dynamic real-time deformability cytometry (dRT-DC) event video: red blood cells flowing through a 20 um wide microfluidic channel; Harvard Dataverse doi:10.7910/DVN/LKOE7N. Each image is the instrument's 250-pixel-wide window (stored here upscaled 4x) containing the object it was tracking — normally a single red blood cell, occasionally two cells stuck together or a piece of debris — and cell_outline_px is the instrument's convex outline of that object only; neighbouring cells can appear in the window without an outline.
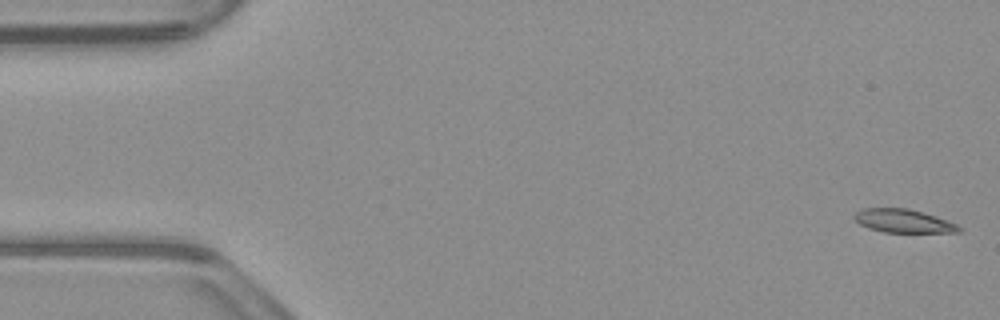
{"species": "common noctule bat (a hibernating species)", "species_latin": "Nyctalus noctula", "temperature_condition": "warm", "stored_images_in_passage": 53, "camera_frame_rate_fps": 3000, "um_per_image_px": 0.085, "animal": {"sex": "male", "body_mass_g": 23.1, "forearm_length_mm": 52.7}, "frame": {"image": 1, "passage_image": 1, "time_ms": 0.0, "image_size_px": [1000, 320], "cell_outline_px": [[964, 228], [960, 232], [884, 232], [868, 228], [860, 224], [852, 216], [856, 212], [864, 208], [908, 208], [936, 216], [956, 224]], "centroid_in_image_um": [76.79, 18.78], "position_along_channel_um": 8.2, "area_um2": 14.22}}
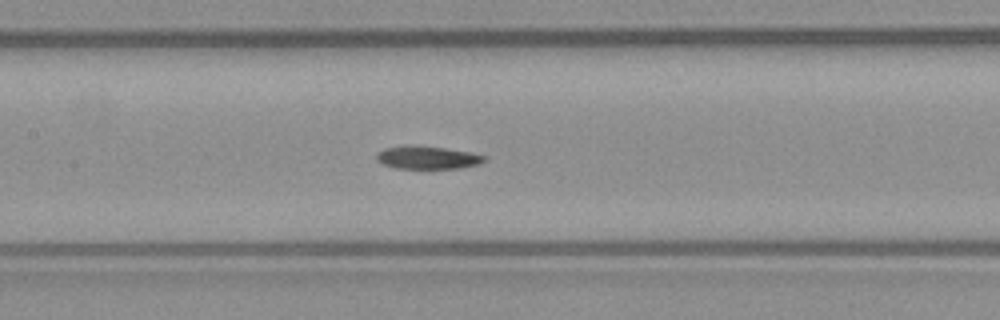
{"frame": {"image": 2, "passage_image": 24, "time_ms": 7.667, "image_size_px": [1000, 320], "cell_outline_px": [[488, 160], [480, 164], [460, 168], [396, 168], [384, 164], [376, 160], [376, 152], [384, 148], [404, 144], [412, 144], [444, 148], [472, 152], [488, 156]], "centroid_in_image_um": [36.35, 13.37], "position_along_channel_um": 171.0, "area_um2": 14.8}}
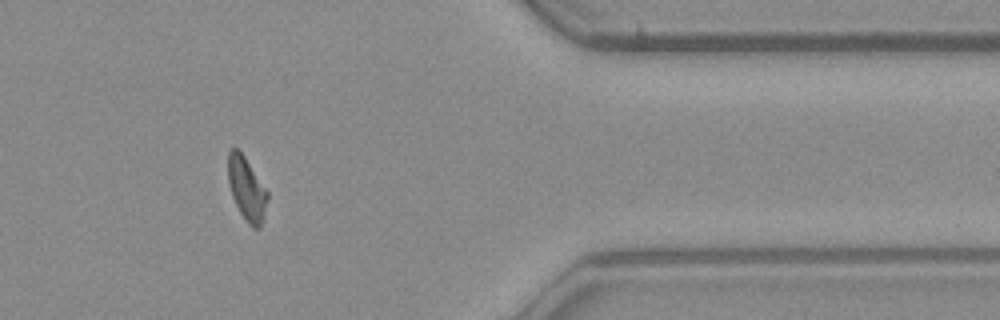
{"frame": {"image": 3, "passage_image": 43, "time_ms": 14.0, "image_size_px": [1000, 320], "cell_outline_px": [[268, 200], [264, 216], [260, 228], [252, 228], [248, 224], [240, 212], [232, 196], [228, 184], [228, 152], [232, 148], [236, 148], [244, 156], [268, 192]], "centroid_in_image_um": [20.97, 16.08], "position_along_channel_um": 390.4, "area_um2": 14.45}}